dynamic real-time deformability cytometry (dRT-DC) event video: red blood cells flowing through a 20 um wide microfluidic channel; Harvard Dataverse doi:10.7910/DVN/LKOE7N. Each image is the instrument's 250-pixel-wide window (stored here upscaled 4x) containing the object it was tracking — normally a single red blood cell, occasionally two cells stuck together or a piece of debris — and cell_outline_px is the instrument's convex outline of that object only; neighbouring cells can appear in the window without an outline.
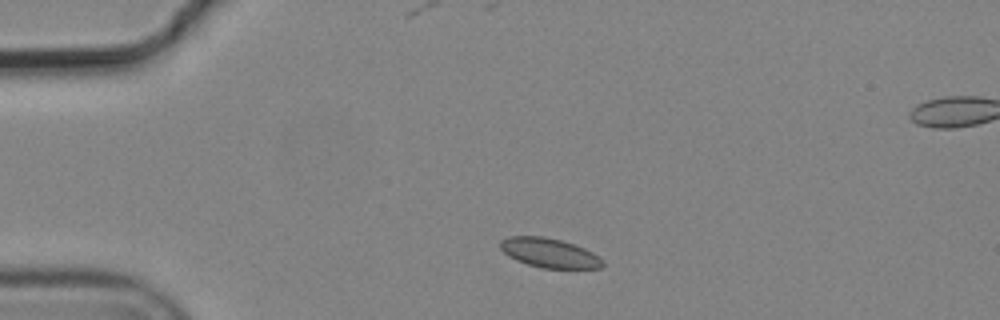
{"species": "common noctule bat (a hibernating species)", "species_latin": "Nyctalus noctula", "temperature_condition": "cold", "stored_images_in_passage": 3, "segment_of_instrument_passage": [1, 2], "camera_frame_rate_fps": 3000, "um_per_image_px": 0.085, "animal": {"sex": "male", "body_mass_g": 19.2, "forearm_length_mm": 51.8}, "frame": {"image": 1, "passage_image": 1, "time_ms": 0.0, "image_size_px": [1000, 320], "cell_outline_px": [[604, 264], [600, 268], [544, 268], [528, 264], [516, 260], [508, 256], [500, 248], [500, 240], [508, 236], [544, 236], [560, 240], [584, 248], [592, 252], [604, 260]], "centroid_in_image_um": [46.68, 21.49], "position_along_channel_um": 38.3, "area_um2": 17.46}}